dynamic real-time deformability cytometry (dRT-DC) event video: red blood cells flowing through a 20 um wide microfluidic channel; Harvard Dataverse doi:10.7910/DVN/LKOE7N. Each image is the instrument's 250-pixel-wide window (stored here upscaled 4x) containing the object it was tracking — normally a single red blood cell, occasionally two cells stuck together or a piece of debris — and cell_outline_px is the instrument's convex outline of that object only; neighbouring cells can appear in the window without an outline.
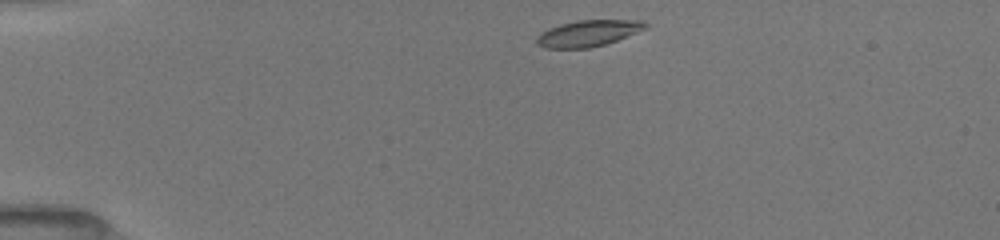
{"species": "common noctule bat (a hibernating species)", "species_latin": "Nyctalus noctula", "temperature_condition": "room temperature", "stored_images_in_passage": 10, "camera_frame_rate_fps": 3000, "um_per_image_px": 0.085, "animal": {"sex": "female", "body_mass_g": 19.5, "forearm_length_mm": 54.1}, "frame": {"image": 1, "passage_image": 1, "time_ms": 0.0, "image_size_px": [1000, 240], "cell_outline_px": [[648, 28], [616, 40], [604, 44], [588, 48], [544, 48], [536, 44], [536, 36], [540, 32], [548, 28], [560, 24], [576, 20], [644, 20], [648, 24]], "centroid_in_image_um": [49.97, 2.82], "position_along_channel_um": 35.0, "area_um2": 16.76}}